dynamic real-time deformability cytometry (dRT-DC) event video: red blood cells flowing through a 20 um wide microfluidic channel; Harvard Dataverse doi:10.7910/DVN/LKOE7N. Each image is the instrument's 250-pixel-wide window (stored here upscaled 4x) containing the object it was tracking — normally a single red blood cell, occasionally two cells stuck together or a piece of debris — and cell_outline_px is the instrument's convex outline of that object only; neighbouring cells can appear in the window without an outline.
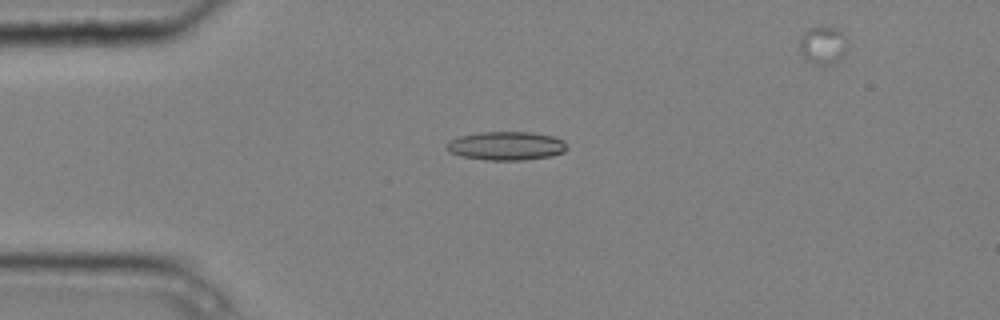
{"species": "common noctule bat (a hibernating species)", "species_latin": "Nyctalus noctula", "temperature_condition": "cold", "stored_images_in_passage": 5, "camera_frame_rate_fps": 3000, "um_per_image_px": 0.085, "animal": {"sex": "male", "body_mass_g": 20.4}, "frame": {"image": 1, "passage_image": 3, "time_ms": 0.667, "image_size_px": [1000, 320], "cell_outline_px": [[568, 148], [564, 152], [552, 156], [524, 160], [484, 160], [460, 156], [448, 152], [444, 148], [444, 144], [448, 140], [460, 136], [480, 132], [532, 132], [556, 136], [564, 140]], "centroid_in_image_um": [43.01, 12.4], "position_along_channel_um": 42.0, "area_um2": 20.58}}
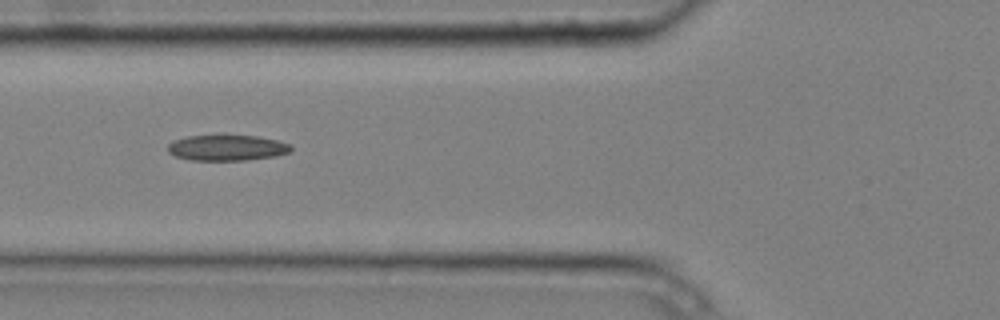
{"frame": {"image": 2, "passage_image": 5, "time_ms": 1.333, "image_size_px": [1000, 320], "cell_outline_px": [[292, 152], [276, 156], [244, 160], [188, 160], [176, 156], [168, 152], [168, 144], [172, 140], [188, 136], [220, 132], [224, 132], [256, 136], [276, 140], [292, 144]], "centroid_in_image_um": [19.29, 12.51], "position_along_channel_um": 106.5, "area_um2": 19.48}}